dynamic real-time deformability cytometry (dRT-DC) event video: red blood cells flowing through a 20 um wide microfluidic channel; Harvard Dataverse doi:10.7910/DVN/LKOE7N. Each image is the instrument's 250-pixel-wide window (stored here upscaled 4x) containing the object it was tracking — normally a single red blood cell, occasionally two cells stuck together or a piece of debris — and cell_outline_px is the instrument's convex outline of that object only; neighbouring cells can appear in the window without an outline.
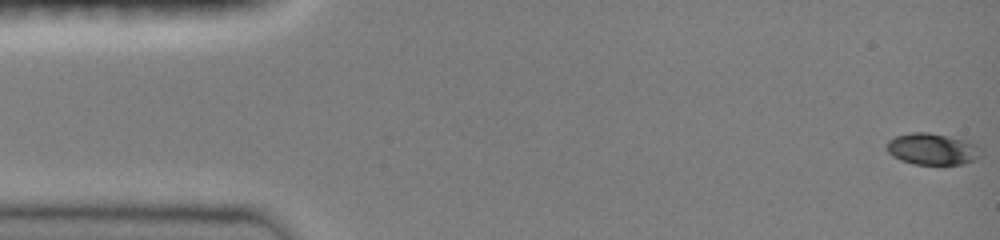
{"species": "common noctule bat (a hibernating species)", "species_latin": "Nyctalus noctula", "temperature_condition": "room temperature", "stored_images_in_passage": 38, "camera_frame_rate_fps": 3000, "um_per_image_px": 0.085, "animal": {"sex": "female", "body_mass_g": 19.0, "forearm_length_mm": 51.5}, "frame": {"image": 1, "passage_image": 1, "time_ms": 0.0, "image_size_px": [1000, 240], "cell_outline_px": [[984, 156], [976, 160], [964, 164], [912, 164], [900, 160], [892, 156], [888, 152], [884, 144], [888, 140], [896, 136], [912, 132], [928, 132], [968, 140], [976, 144], [984, 152]], "centroid_in_image_um": [79.29, 12.67], "position_along_channel_um": 5.7, "area_um2": 17.8}}
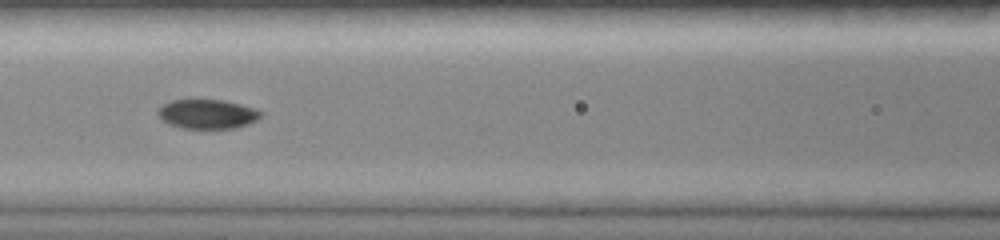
{"frame": {"image": 2, "passage_image": 21, "time_ms": 6.667, "image_size_px": [1000, 240], "cell_outline_px": [[264, 116], [248, 124], [236, 128], [180, 128], [168, 124], [156, 112], [160, 104], [172, 100], [224, 100], [256, 108], [264, 112]], "centroid_in_image_um": [17.65, 9.69], "position_along_channel_um": 149.0, "area_um2": 17.8}}
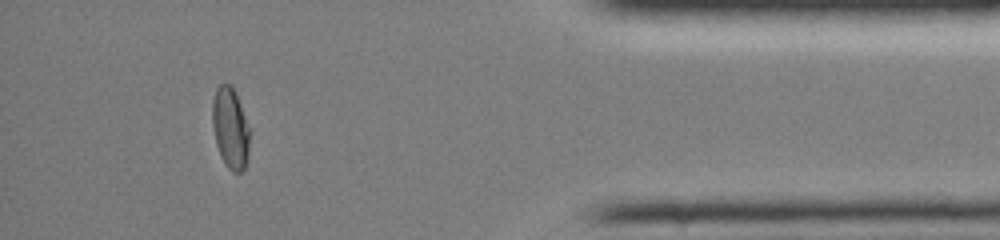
{"frame": {"image": 3, "passage_image": 36, "time_ms": 11.667, "image_size_px": [1000, 240], "cell_outline_px": [[248, 160], [244, 168], [240, 172], [232, 172], [224, 164], [220, 156], [216, 144], [212, 124], [212, 100], [216, 88], [220, 84], [232, 84], [236, 92], [248, 128]], "centroid_in_image_um": [19.55, 10.89], "position_along_channel_um": 415.7, "area_um2": 17.57}, "authors_computed_cell_mechanics": {"area_um2": 17.8602, "velocity_mm_per_s": 4.0806, "shape_relaxation_time_tau1_ms": null, "shape_relaxation_time_tau2_ms": 1.6202, "deformation_change_tau1": null, "deformation_change_tau2": 0.0336}}